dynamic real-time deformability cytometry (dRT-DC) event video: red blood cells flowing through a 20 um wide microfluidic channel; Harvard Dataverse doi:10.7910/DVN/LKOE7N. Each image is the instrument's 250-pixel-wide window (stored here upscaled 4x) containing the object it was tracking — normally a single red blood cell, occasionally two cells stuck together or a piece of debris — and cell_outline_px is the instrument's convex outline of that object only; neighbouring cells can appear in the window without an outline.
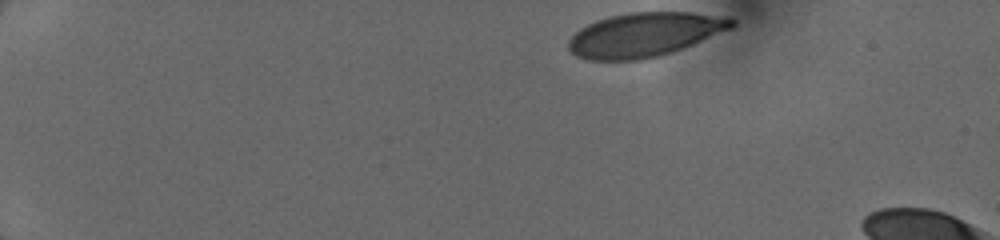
{"species": "human", "species_latin": "Homo sapiens", "temperature_condition": "cold", "stored_images_in_passage": 6, "camera_frame_rate_fps": 3000, "um_per_image_px": 0.085, "donor": {"sex": "female"}, "frame": {"image": 1, "passage_image": 1, "time_ms": 0.0, "image_size_px": [1000, 240], "cell_outline_px": [[736, 24], [732, 28], [692, 44], [656, 56], [640, 60], [588, 60], [576, 56], [568, 48], [568, 40], [580, 28], [596, 20], [608, 16], [628, 12], [692, 12], [728, 16], [736, 20]], "centroid_in_image_um": [54.79, 2.92], "position_along_channel_um": 30.2, "area_um2": 41.91}}
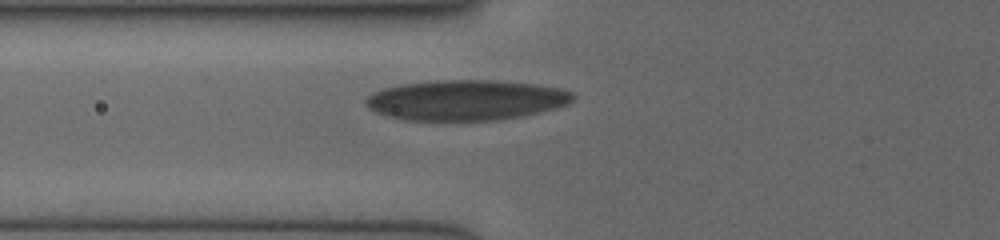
{"frame": {"image": 2, "passage_image": 6, "time_ms": 4.0, "image_size_px": [1000, 240], "cell_outline_px": [[576, 96], [568, 104], [524, 116], [496, 120], [404, 120], [388, 116], [376, 112], [368, 108], [364, 104], [364, 100], [372, 92], [380, 88], [400, 84], [428, 80], [496, 80], [536, 84], [564, 88], [572, 92]], "centroid_in_image_um": [39.58, 8.49], "position_along_channel_um": 86.2, "area_um2": 49.25}}